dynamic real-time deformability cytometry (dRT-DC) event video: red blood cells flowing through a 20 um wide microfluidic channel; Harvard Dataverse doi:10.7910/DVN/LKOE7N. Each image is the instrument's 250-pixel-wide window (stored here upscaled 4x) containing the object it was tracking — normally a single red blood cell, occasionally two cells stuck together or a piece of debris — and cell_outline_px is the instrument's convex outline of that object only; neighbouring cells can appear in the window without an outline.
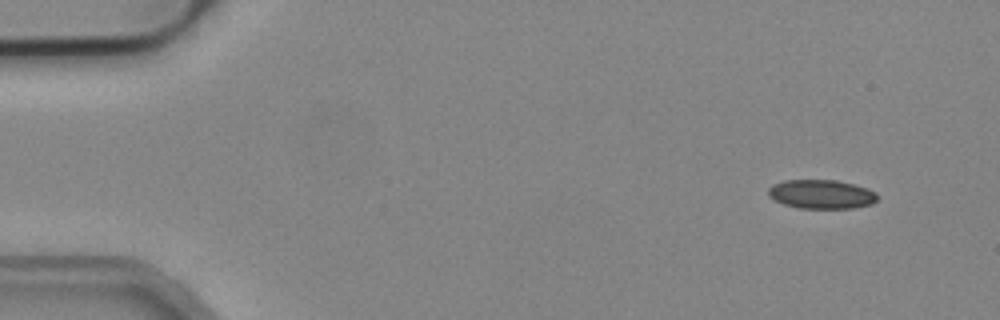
{"species": "common noctule bat (a hibernating species)", "species_latin": "Nyctalus noctula", "temperature_condition": "cold", "stored_images_in_passage": 4, "camera_frame_rate_fps": 3000, "um_per_image_px": 0.085, "animal": {"sex": "male", "body_mass_g": 19.2, "forearm_length_mm": 51.8}, "frame": {"image": 1, "passage_image": 1, "time_ms": 0.0, "image_size_px": [1000, 320], "cell_outline_px": [[876, 200], [872, 204], [852, 208], [800, 208], [784, 204], [772, 200], [768, 196], [768, 188], [772, 184], [784, 180], [836, 180], [868, 188], [876, 192]], "centroid_in_image_um": [69.78, 16.5], "position_along_channel_um": 15.2, "area_um2": 18.5}}
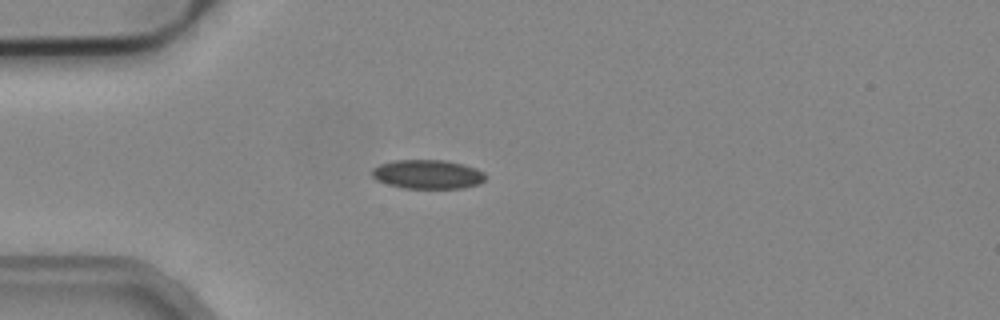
{"frame": {"image": 2, "passage_image": 4, "time_ms": 1.0, "image_size_px": [1000, 320], "cell_outline_px": [[484, 180], [476, 184], [464, 188], [404, 188], [388, 184], [376, 180], [372, 176], [372, 168], [380, 164], [392, 160], [444, 160], [464, 164], [476, 168], [484, 172]], "centroid_in_image_um": [36.32, 14.8], "position_along_channel_um": 48.7, "area_um2": 19.19}}